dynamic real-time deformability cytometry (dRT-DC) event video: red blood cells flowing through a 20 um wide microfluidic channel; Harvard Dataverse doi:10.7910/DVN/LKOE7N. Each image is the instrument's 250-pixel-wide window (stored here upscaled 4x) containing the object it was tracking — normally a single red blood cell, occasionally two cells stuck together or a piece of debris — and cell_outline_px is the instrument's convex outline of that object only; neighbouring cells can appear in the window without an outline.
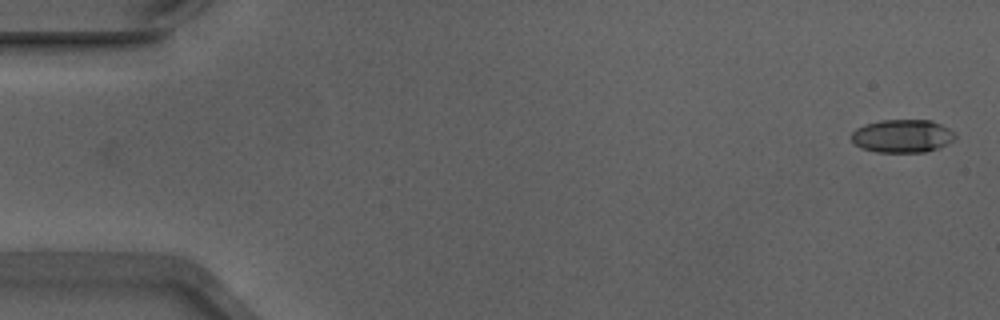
{"species": "Egyptian fruit bat (a non-hibernating species)", "species_latin": "Rousettus aegyptiacus", "temperature_condition": "warm", "stored_images_in_passage": 25, "camera_frame_rate_fps": 3000, "um_per_image_px": 0.085, "animal": {"sex": "male"}, "frame": {"image": 1, "passage_image": 1, "time_ms": 0.0, "image_size_px": [1000, 320], "cell_outline_px": [[956, 136], [952, 140], [936, 148], [924, 152], [876, 152], [860, 148], [852, 140], [852, 132], [856, 128], [864, 124], [880, 120], [932, 120], [948, 128]], "centroid_in_image_um": [76.65, 11.55], "position_along_channel_um": 8.4, "area_um2": 19.83}}
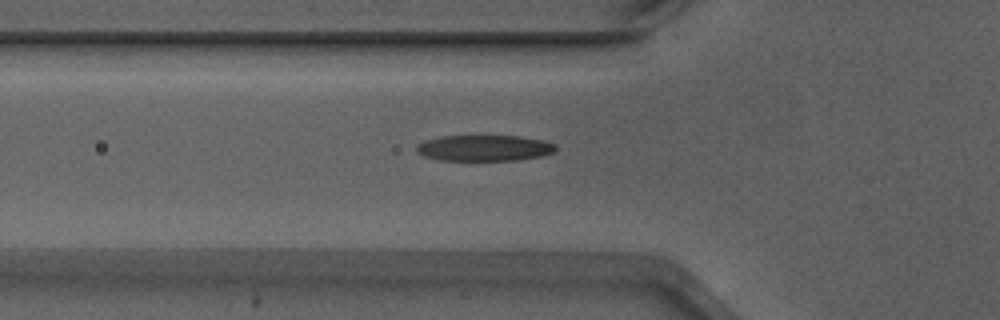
{"frame": {"image": 2, "passage_image": 18, "time_ms": 5.667, "image_size_px": [1000, 320], "cell_outline_px": [[556, 148], [552, 152], [540, 156], [516, 160], [440, 160], [424, 156], [416, 152], [416, 148], [424, 140], [440, 136], [520, 136], [544, 140], [556, 144]], "centroid_in_image_um": [41.16, 12.57], "position_along_channel_um": 84.6, "area_um2": 20.98}}
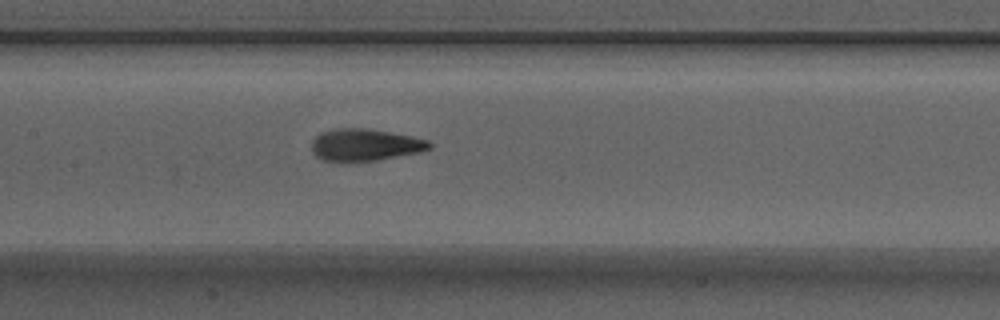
{"frame": {"image": 3, "passage_image": 25, "time_ms": 8.0, "image_size_px": [1000, 320], "cell_outline_px": [[432, 148], [420, 152], [376, 160], [324, 160], [316, 156], [312, 152], [312, 140], [320, 132], [332, 128], [368, 128], [412, 136], [428, 140], [432, 144]], "centroid_in_image_um": [31.03, 12.28], "position_along_channel_um": 176.4, "area_um2": 21.85}}